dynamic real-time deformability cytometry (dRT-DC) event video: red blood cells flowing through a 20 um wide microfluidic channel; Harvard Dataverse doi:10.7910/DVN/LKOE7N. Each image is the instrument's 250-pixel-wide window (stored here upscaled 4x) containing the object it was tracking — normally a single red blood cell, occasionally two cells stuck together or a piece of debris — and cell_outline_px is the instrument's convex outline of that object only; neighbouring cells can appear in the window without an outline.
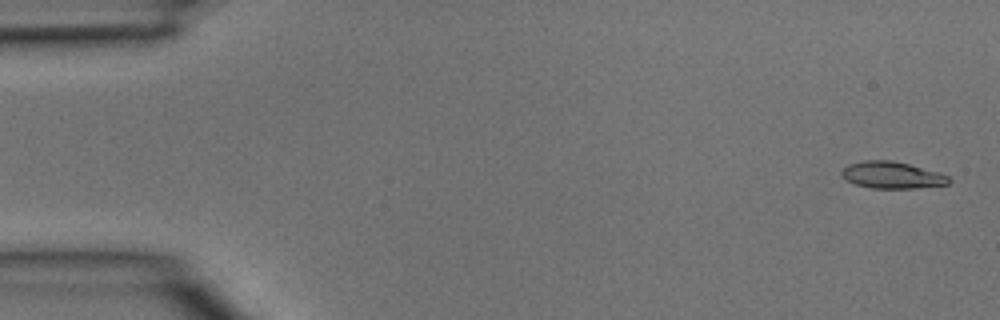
{"species": "common noctule bat (a hibernating species)", "species_latin": "Nyctalus noctula", "temperature_condition": "room temperature", "stored_images_in_passage": 5, "camera_frame_rate_fps": 3000, "um_per_image_px": 0.085, "animal": {"sex": "male", "body_mass_g": 15.6}, "frame": {"image": 1, "passage_image": 1, "time_ms": 0.0, "image_size_px": [1000, 320], "cell_outline_px": [[952, 180], [948, 184], [916, 188], [872, 188], [856, 184], [848, 180], [840, 172], [848, 164], [864, 160], [892, 160], [940, 172], [948, 176]], "centroid_in_image_um": [75.85, 14.87], "position_along_channel_um": 9.1, "area_um2": 16.65}}
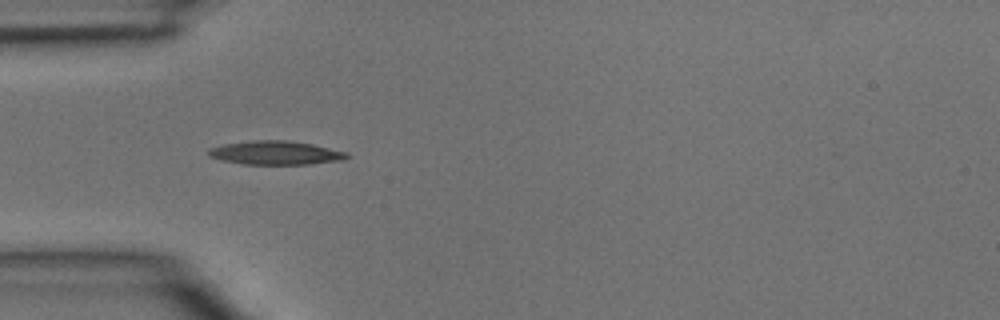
{"frame": {"image": 2, "passage_image": 4, "time_ms": 1.0, "image_size_px": [1000, 320], "cell_outline_px": [[348, 156], [344, 160], [308, 164], [244, 164], [224, 160], [208, 156], [208, 148], [224, 144], [252, 140], [288, 140], [312, 144], [348, 152]], "centroid_in_image_um": [23.43, 12.98], "position_along_channel_um": 61.6, "area_um2": 19.07}}